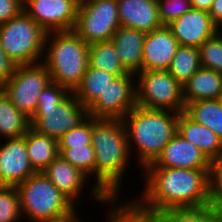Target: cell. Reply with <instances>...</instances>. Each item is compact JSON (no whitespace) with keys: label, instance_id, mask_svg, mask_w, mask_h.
I'll return each instance as SVG.
<instances>
[{"label":"cell","instance_id":"cell-1","mask_svg":"<svg viewBox=\"0 0 222 222\" xmlns=\"http://www.w3.org/2000/svg\"><path fill=\"white\" fill-rule=\"evenodd\" d=\"M139 198L131 202L141 211L161 215L174 206L209 204L210 168L145 167Z\"/></svg>","mask_w":222,"mask_h":222},{"label":"cell","instance_id":"cell-2","mask_svg":"<svg viewBox=\"0 0 222 222\" xmlns=\"http://www.w3.org/2000/svg\"><path fill=\"white\" fill-rule=\"evenodd\" d=\"M91 143L95 152L96 184L90 188V198L106 205L110 199H121L122 179H126L124 173L131 164L132 154L122 119L91 117Z\"/></svg>","mask_w":222,"mask_h":222},{"label":"cell","instance_id":"cell-3","mask_svg":"<svg viewBox=\"0 0 222 222\" xmlns=\"http://www.w3.org/2000/svg\"><path fill=\"white\" fill-rule=\"evenodd\" d=\"M179 114L170 110L136 106L122 118L130 154H138L136 158L142 170L157 159L177 133Z\"/></svg>","mask_w":222,"mask_h":222},{"label":"cell","instance_id":"cell-4","mask_svg":"<svg viewBox=\"0 0 222 222\" xmlns=\"http://www.w3.org/2000/svg\"><path fill=\"white\" fill-rule=\"evenodd\" d=\"M89 45L73 30L48 32L42 63L50 72L51 80L73 92L89 66Z\"/></svg>","mask_w":222,"mask_h":222},{"label":"cell","instance_id":"cell-5","mask_svg":"<svg viewBox=\"0 0 222 222\" xmlns=\"http://www.w3.org/2000/svg\"><path fill=\"white\" fill-rule=\"evenodd\" d=\"M87 117L88 109L73 92L52 81L38 96L37 111L30 123L37 132L58 140Z\"/></svg>","mask_w":222,"mask_h":222},{"label":"cell","instance_id":"cell-6","mask_svg":"<svg viewBox=\"0 0 222 222\" xmlns=\"http://www.w3.org/2000/svg\"><path fill=\"white\" fill-rule=\"evenodd\" d=\"M16 187L22 218L29 222L63 215L75 206L43 172H36Z\"/></svg>","mask_w":222,"mask_h":222},{"label":"cell","instance_id":"cell-7","mask_svg":"<svg viewBox=\"0 0 222 222\" xmlns=\"http://www.w3.org/2000/svg\"><path fill=\"white\" fill-rule=\"evenodd\" d=\"M46 34L24 11L0 24L1 47L16 66L42 62Z\"/></svg>","mask_w":222,"mask_h":222},{"label":"cell","instance_id":"cell-8","mask_svg":"<svg viewBox=\"0 0 222 222\" xmlns=\"http://www.w3.org/2000/svg\"><path fill=\"white\" fill-rule=\"evenodd\" d=\"M137 106L147 109H185L183 88L168 70H147L136 74Z\"/></svg>","mask_w":222,"mask_h":222},{"label":"cell","instance_id":"cell-9","mask_svg":"<svg viewBox=\"0 0 222 222\" xmlns=\"http://www.w3.org/2000/svg\"><path fill=\"white\" fill-rule=\"evenodd\" d=\"M51 82L50 72L40 62L16 66L12 77L1 89L12 104L31 119L37 111L38 96Z\"/></svg>","mask_w":222,"mask_h":222},{"label":"cell","instance_id":"cell-10","mask_svg":"<svg viewBox=\"0 0 222 222\" xmlns=\"http://www.w3.org/2000/svg\"><path fill=\"white\" fill-rule=\"evenodd\" d=\"M120 27L117 0H84L73 31L86 43L109 41Z\"/></svg>","mask_w":222,"mask_h":222},{"label":"cell","instance_id":"cell-11","mask_svg":"<svg viewBox=\"0 0 222 222\" xmlns=\"http://www.w3.org/2000/svg\"><path fill=\"white\" fill-rule=\"evenodd\" d=\"M136 74L116 77L100 96L87 108L95 119H122L137 106Z\"/></svg>","mask_w":222,"mask_h":222},{"label":"cell","instance_id":"cell-12","mask_svg":"<svg viewBox=\"0 0 222 222\" xmlns=\"http://www.w3.org/2000/svg\"><path fill=\"white\" fill-rule=\"evenodd\" d=\"M78 8L69 0H23V11L46 33L72 31Z\"/></svg>","mask_w":222,"mask_h":222},{"label":"cell","instance_id":"cell-13","mask_svg":"<svg viewBox=\"0 0 222 222\" xmlns=\"http://www.w3.org/2000/svg\"><path fill=\"white\" fill-rule=\"evenodd\" d=\"M3 142L0 145V186H17L36 173L29 160L25 135Z\"/></svg>","mask_w":222,"mask_h":222},{"label":"cell","instance_id":"cell-14","mask_svg":"<svg viewBox=\"0 0 222 222\" xmlns=\"http://www.w3.org/2000/svg\"><path fill=\"white\" fill-rule=\"evenodd\" d=\"M167 27L180 46L199 48L206 40L216 35V25L209 13L193 8L170 22Z\"/></svg>","mask_w":222,"mask_h":222},{"label":"cell","instance_id":"cell-15","mask_svg":"<svg viewBox=\"0 0 222 222\" xmlns=\"http://www.w3.org/2000/svg\"><path fill=\"white\" fill-rule=\"evenodd\" d=\"M210 163L198 147L176 133L157 159L146 167L199 169L210 168Z\"/></svg>","mask_w":222,"mask_h":222},{"label":"cell","instance_id":"cell-16","mask_svg":"<svg viewBox=\"0 0 222 222\" xmlns=\"http://www.w3.org/2000/svg\"><path fill=\"white\" fill-rule=\"evenodd\" d=\"M179 46L167 25L147 32L143 43L142 71L168 70Z\"/></svg>","mask_w":222,"mask_h":222},{"label":"cell","instance_id":"cell-17","mask_svg":"<svg viewBox=\"0 0 222 222\" xmlns=\"http://www.w3.org/2000/svg\"><path fill=\"white\" fill-rule=\"evenodd\" d=\"M42 172L75 206L81 205L82 202L79 197L84 191V185L90 179L87 175L65 161L60 155Z\"/></svg>","mask_w":222,"mask_h":222},{"label":"cell","instance_id":"cell-18","mask_svg":"<svg viewBox=\"0 0 222 222\" xmlns=\"http://www.w3.org/2000/svg\"><path fill=\"white\" fill-rule=\"evenodd\" d=\"M120 26L151 32L163 24L157 0H117Z\"/></svg>","mask_w":222,"mask_h":222},{"label":"cell","instance_id":"cell-19","mask_svg":"<svg viewBox=\"0 0 222 222\" xmlns=\"http://www.w3.org/2000/svg\"><path fill=\"white\" fill-rule=\"evenodd\" d=\"M145 35L144 31L120 26L111 38L123 67L129 73L142 71Z\"/></svg>","mask_w":222,"mask_h":222},{"label":"cell","instance_id":"cell-20","mask_svg":"<svg viewBox=\"0 0 222 222\" xmlns=\"http://www.w3.org/2000/svg\"><path fill=\"white\" fill-rule=\"evenodd\" d=\"M177 133L198 147L210 161L222 154V139L206 126L192 120L184 111L178 117Z\"/></svg>","mask_w":222,"mask_h":222},{"label":"cell","instance_id":"cell-21","mask_svg":"<svg viewBox=\"0 0 222 222\" xmlns=\"http://www.w3.org/2000/svg\"><path fill=\"white\" fill-rule=\"evenodd\" d=\"M182 88L185 106L193 101L218 99L222 94V73L200 67Z\"/></svg>","mask_w":222,"mask_h":222},{"label":"cell","instance_id":"cell-22","mask_svg":"<svg viewBox=\"0 0 222 222\" xmlns=\"http://www.w3.org/2000/svg\"><path fill=\"white\" fill-rule=\"evenodd\" d=\"M31 166L42 172L58 155V140L37 132L32 127L25 134Z\"/></svg>","mask_w":222,"mask_h":222},{"label":"cell","instance_id":"cell-23","mask_svg":"<svg viewBox=\"0 0 222 222\" xmlns=\"http://www.w3.org/2000/svg\"><path fill=\"white\" fill-rule=\"evenodd\" d=\"M30 127V119L20 112L0 89V138H21Z\"/></svg>","mask_w":222,"mask_h":222},{"label":"cell","instance_id":"cell-24","mask_svg":"<svg viewBox=\"0 0 222 222\" xmlns=\"http://www.w3.org/2000/svg\"><path fill=\"white\" fill-rule=\"evenodd\" d=\"M116 78L115 75L88 66L80 84L74 89L76 99L88 108L99 96L104 93L109 84Z\"/></svg>","mask_w":222,"mask_h":222},{"label":"cell","instance_id":"cell-25","mask_svg":"<svg viewBox=\"0 0 222 222\" xmlns=\"http://www.w3.org/2000/svg\"><path fill=\"white\" fill-rule=\"evenodd\" d=\"M88 64L90 68L105 70L116 77L129 72L123 67L112 41H98L89 45Z\"/></svg>","mask_w":222,"mask_h":222},{"label":"cell","instance_id":"cell-26","mask_svg":"<svg viewBox=\"0 0 222 222\" xmlns=\"http://www.w3.org/2000/svg\"><path fill=\"white\" fill-rule=\"evenodd\" d=\"M184 112L222 139V106L218 99L193 101L185 106Z\"/></svg>","mask_w":222,"mask_h":222},{"label":"cell","instance_id":"cell-27","mask_svg":"<svg viewBox=\"0 0 222 222\" xmlns=\"http://www.w3.org/2000/svg\"><path fill=\"white\" fill-rule=\"evenodd\" d=\"M201 67L199 48L179 46L168 68L169 73L183 87Z\"/></svg>","mask_w":222,"mask_h":222},{"label":"cell","instance_id":"cell-28","mask_svg":"<svg viewBox=\"0 0 222 222\" xmlns=\"http://www.w3.org/2000/svg\"><path fill=\"white\" fill-rule=\"evenodd\" d=\"M161 217L166 222H220L209 204L174 206Z\"/></svg>","mask_w":222,"mask_h":222},{"label":"cell","instance_id":"cell-29","mask_svg":"<svg viewBox=\"0 0 222 222\" xmlns=\"http://www.w3.org/2000/svg\"><path fill=\"white\" fill-rule=\"evenodd\" d=\"M118 201L119 199H110L106 203L110 208L106 212V222H154V214L139 210L131 201Z\"/></svg>","mask_w":222,"mask_h":222},{"label":"cell","instance_id":"cell-30","mask_svg":"<svg viewBox=\"0 0 222 222\" xmlns=\"http://www.w3.org/2000/svg\"><path fill=\"white\" fill-rule=\"evenodd\" d=\"M59 155L88 177H94L95 152L92 143L83 147L58 148Z\"/></svg>","mask_w":222,"mask_h":222},{"label":"cell","instance_id":"cell-31","mask_svg":"<svg viewBox=\"0 0 222 222\" xmlns=\"http://www.w3.org/2000/svg\"><path fill=\"white\" fill-rule=\"evenodd\" d=\"M22 222L16 186H0V222Z\"/></svg>","mask_w":222,"mask_h":222},{"label":"cell","instance_id":"cell-32","mask_svg":"<svg viewBox=\"0 0 222 222\" xmlns=\"http://www.w3.org/2000/svg\"><path fill=\"white\" fill-rule=\"evenodd\" d=\"M199 51L201 67L222 73V41L217 35L206 40Z\"/></svg>","mask_w":222,"mask_h":222},{"label":"cell","instance_id":"cell-33","mask_svg":"<svg viewBox=\"0 0 222 222\" xmlns=\"http://www.w3.org/2000/svg\"><path fill=\"white\" fill-rule=\"evenodd\" d=\"M91 144V117L58 139V148L83 147Z\"/></svg>","mask_w":222,"mask_h":222},{"label":"cell","instance_id":"cell-34","mask_svg":"<svg viewBox=\"0 0 222 222\" xmlns=\"http://www.w3.org/2000/svg\"><path fill=\"white\" fill-rule=\"evenodd\" d=\"M157 5L163 25H168L192 8L190 0H157Z\"/></svg>","mask_w":222,"mask_h":222},{"label":"cell","instance_id":"cell-35","mask_svg":"<svg viewBox=\"0 0 222 222\" xmlns=\"http://www.w3.org/2000/svg\"><path fill=\"white\" fill-rule=\"evenodd\" d=\"M210 196H222V154L210 163Z\"/></svg>","mask_w":222,"mask_h":222},{"label":"cell","instance_id":"cell-36","mask_svg":"<svg viewBox=\"0 0 222 222\" xmlns=\"http://www.w3.org/2000/svg\"><path fill=\"white\" fill-rule=\"evenodd\" d=\"M23 11V0H0V24H3Z\"/></svg>","mask_w":222,"mask_h":222},{"label":"cell","instance_id":"cell-37","mask_svg":"<svg viewBox=\"0 0 222 222\" xmlns=\"http://www.w3.org/2000/svg\"><path fill=\"white\" fill-rule=\"evenodd\" d=\"M16 65L7 56L5 50L0 44V89L7 83V81L12 77L15 71Z\"/></svg>","mask_w":222,"mask_h":222},{"label":"cell","instance_id":"cell-38","mask_svg":"<svg viewBox=\"0 0 222 222\" xmlns=\"http://www.w3.org/2000/svg\"><path fill=\"white\" fill-rule=\"evenodd\" d=\"M76 208H79V206H74L69 212L63 215L46 219L41 222H82L83 220L78 216L79 214L77 213L78 210Z\"/></svg>","mask_w":222,"mask_h":222},{"label":"cell","instance_id":"cell-39","mask_svg":"<svg viewBox=\"0 0 222 222\" xmlns=\"http://www.w3.org/2000/svg\"><path fill=\"white\" fill-rule=\"evenodd\" d=\"M213 23L218 26L222 23V0H214L208 11Z\"/></svg>","mask_w":222,"mask_h":222},{"label":"cell","instance_id":"cell-40","mask_svg":"<svg viewBox=\"0 0 222 222\" xmlns=\"http://www.w3.org/2000/svg\"><path fill=\"white\" fill-rule=\"evenodd\" d=\"M209 208L215 213L218 220L222 222V196H210Z\"/></svg>","mask_w":222,"mask_h":222},{"label":"cell","instance_id":"cell-41","mask_svg":"<svg viewBox=\"0 0 222 222\" xmlns=\"http://www.w3.org/2000/svg\"><path fill=\"white\" fill-rule=\"evenodd\" d=\"M193 9L209 11L214 0H190Z\"/></svg>","mask_w":222,"mask_h":222},{"label":"cell","instance_id":"cell-42","mask_svg":"<svg viewBox=\"0 0 222 222\" xmlns=\"http://www.w3.org/2000/svg\"><path fill=\"white\" fill-rule=\"evenodd\" d=\"M216 35L222 41V23L216 26Z\"/></svg>","mask_w":222,"mask_h":222},{"label":"cell","instance_id":"cell-43","mask_svg":"<svg viewBox=\"0 0 222 222\" xmlns=\"http://www.w3.org/2000/svg\"><path fill=\"white\" fill-rule=\"evenodd\" d=\"M154 222H166L161 215H155L154 214Z\"/></svg>","mask_w":222,"mask_h":222},{"label":"cell","instance_id":"cell-44","mask_svg":"<svg viewBox=\"0 0 222 222\" xmlns=\"http://www.w3.org/2000/svg\"><path fill=\"white\" fill-rule=\"evenodd\" d=\"M69 1H75L80 6L84 0H69Z\"/></svg>","mask_w":222,"mask_h":222},{"label":"cell","instance_id":"cell-45","mask_svg":"<svg viewBox=\"0 0 222 222\" xmlns=\"http://www.w3.org/2000/svg\"><path fill=\"white\" fill-rule=\"evenodd\" d=\"M219 102L221 103V106H222V94L221 96L218 98Z\"/></svg>","mask_w":222,"mask_h":222}]
</instances>
